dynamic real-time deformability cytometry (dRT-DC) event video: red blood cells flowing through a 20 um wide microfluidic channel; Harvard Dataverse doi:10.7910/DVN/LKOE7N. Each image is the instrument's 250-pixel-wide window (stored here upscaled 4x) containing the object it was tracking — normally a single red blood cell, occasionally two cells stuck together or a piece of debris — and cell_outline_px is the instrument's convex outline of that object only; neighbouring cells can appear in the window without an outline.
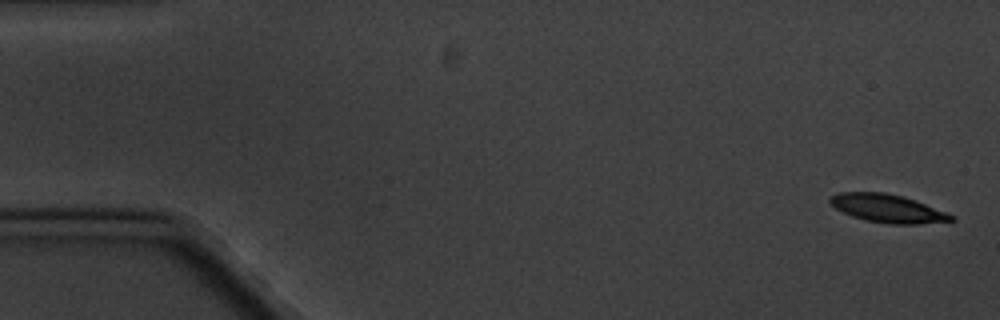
{"species": "common noctule bat (a hibernating species)", "species_latin": "Nyctalus noctula", "temperature_condition": "cold", "stored_images_in_passage": 5, "camera_frame_rate_fps": 3000, "um_per_image_px": 0.085, "animal": {"sex": "male", "body_mass_g": 20.1, "forearm_length_mm": 53.5}, "frame": {"image": 1, "passage_image": 1, "time_ms": 0.0, "image_size_px": [1000, 320], "cell_outline_px": [[956, 220], [916, 224], [888, 224], [868, 220], [852, 216], [836, 208], [828, 200], [832, 196], [840, 192], [884, 192], [904, 196], [956, 216]], "centroid_in_image_um": [75.47, 17.71], "position_along_channel_um": 9.5, "area_um2": 19.65}}
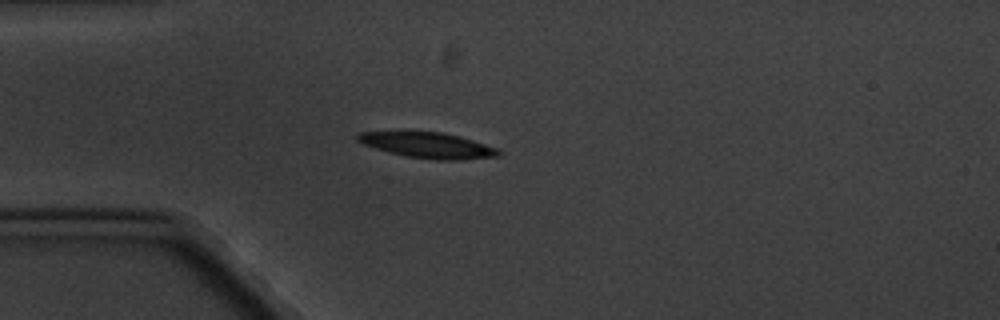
{"frame": {"image": 2, "passage_image": 5, "time_ms": 4.667, "image_size_px": [1000, 320], "cell_outline_px": [[500, 156], [460, 160], [436, 160], [404, 156], [388, 152], [364, 144], [356, 140], [356, 136], [360, 132], [440, 132], [460, 136], [500, 148]], "centroid_in_image_um": [36.43, 12.36], "position_along_channel_um": 48.6, "area_um2": 21.04}}